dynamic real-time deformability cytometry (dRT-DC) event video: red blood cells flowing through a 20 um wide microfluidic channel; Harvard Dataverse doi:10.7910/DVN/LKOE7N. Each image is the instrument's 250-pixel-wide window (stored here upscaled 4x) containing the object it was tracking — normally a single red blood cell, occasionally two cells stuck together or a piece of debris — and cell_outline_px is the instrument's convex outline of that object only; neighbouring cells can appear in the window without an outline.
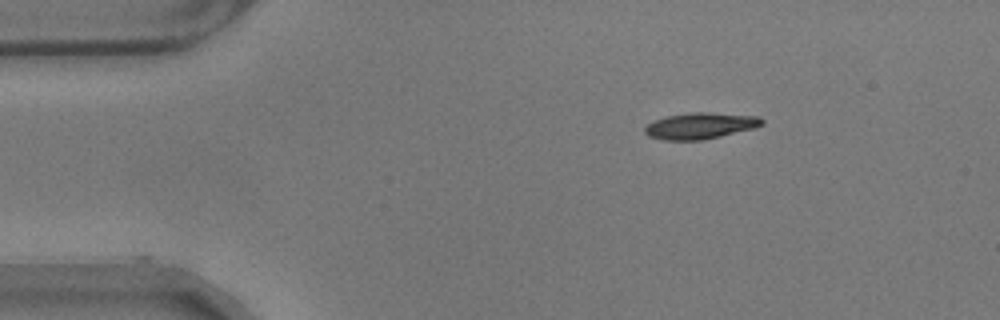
{"species": "common noctule bat (a hibernating species)", "species_latin": "Nyctalus noctula", "temperature_condition": "warm", "stored_images_in_passage": 2, "camera_frame_rate_fps": 3000, "um_per_image_px": 0.085, "animal": {"sex": "male", "body_mass_g": 17.9}, "frame": {"image": 1, "passage_image": 1, "time_ms": 0.0, "image_size_px": [1000, 320], "cell_outline_px": [[764, 124], [756, 128], [704, 140], [664, 140], [648, 136], [644, 132], [644, 128], [648, 124], [656, 120], [668, 116], [696, 112], [708, 112], [756, 116], [764, 120]], "centroid_in_image_um": [59.56, 10.7], "position_along_channel_um": 25.4, "area_um2": 17.86}}